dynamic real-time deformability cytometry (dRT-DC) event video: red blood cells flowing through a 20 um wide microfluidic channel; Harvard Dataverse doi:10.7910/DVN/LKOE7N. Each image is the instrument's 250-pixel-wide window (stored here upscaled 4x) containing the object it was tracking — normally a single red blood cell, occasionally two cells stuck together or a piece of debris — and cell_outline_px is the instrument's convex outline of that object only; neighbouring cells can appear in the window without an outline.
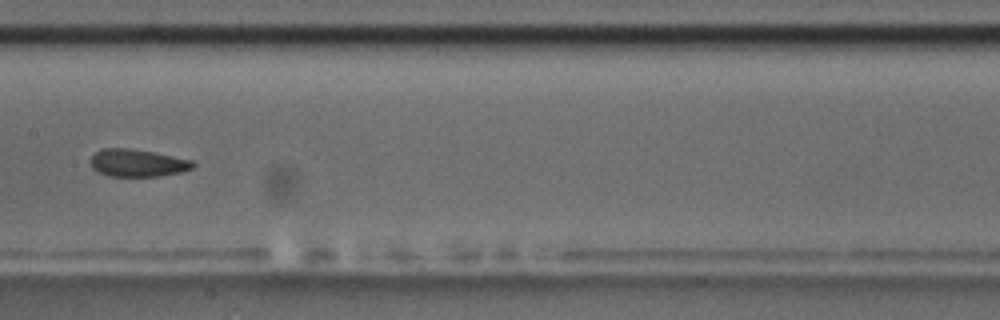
{"species": "common noctule bat (a hibernating species)", "species_latin": "Nyctalus noctula", "temperature_condition": "room temperature", "stored_images_in_passage": 9, "camera_frame_rate_fps": 3000, "um_per_image_px": 0.085, "animal": {"sex": "male", "body_mass_g": 17.5, "forearm_length_mm": 52.3}, "frame": {"image": 1, "passage_image": 7, "time_ms": 7.333, "image_size_px": [1000, 320], "cell_outline_px": [[196, 164], [192, 168], [180, 172], [160, 176], [108, 176], [92, 168], [88, 160], [96, 152], [104, 148], [128, 148], [152, 152], [192, 160]], "centroid_in_image_um": [11.66, 13.85], "position_along_channel_um": 195.7, "area_um2": 16.3}}
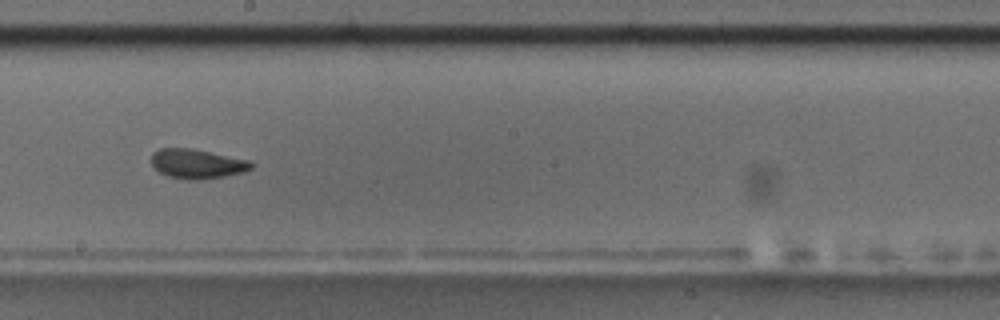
{"frame": {"image": 2, "passage_image": 8, "time_ms": 8.333, "image_size_px": [1000, 320], "cell_outline_px": [[256, 164], [252, 168], [244, 172], [224, 176], [200, 180], [188, 180], [168, 176], [160, 172], [152, 164], [152, 152], [160, 148], [192, 148], [252, 160]], "centroid_in_image_um": [16.81, 13.91], "position_along_channel_um": 231.4, "area_um2": 17.4}}